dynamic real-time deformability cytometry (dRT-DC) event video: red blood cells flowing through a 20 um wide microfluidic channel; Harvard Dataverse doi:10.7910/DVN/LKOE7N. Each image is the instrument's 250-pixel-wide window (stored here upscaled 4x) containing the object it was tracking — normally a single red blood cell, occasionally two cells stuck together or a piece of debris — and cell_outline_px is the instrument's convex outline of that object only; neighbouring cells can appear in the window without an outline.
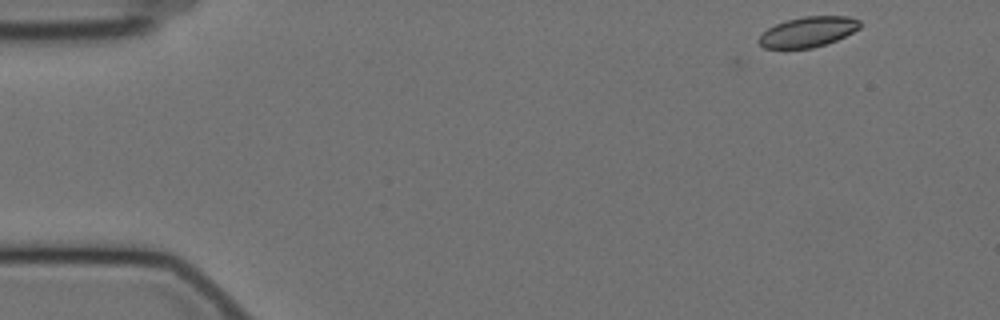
{"species": "Egyptian fruit bat (a non-hibernating species)", "species_latin": "Rousettus aegyptiacus", "temperature_condition": "cold", "stored_images_in_passage": 3, "camera_frame_rate_fps": 3000, "um_per_image_px": 0.085, "animal": {"sex": "female"}, "frame": {"image": 1, "passage_image": 1, "time_ms": 0.0, "image_size_px": [1000, 320], "cell_outline_px": [[860, 28], [836, 40], [812, 48], [764, 48], [756, 40], [768, 28], [776, 24], [788, 20], [804, 16], [848, 16], [860, 20]], "centroid_in_image_um": [68.68, 2.7], "position_along_channel_um": 16.3, "area_um2": 17.63}}